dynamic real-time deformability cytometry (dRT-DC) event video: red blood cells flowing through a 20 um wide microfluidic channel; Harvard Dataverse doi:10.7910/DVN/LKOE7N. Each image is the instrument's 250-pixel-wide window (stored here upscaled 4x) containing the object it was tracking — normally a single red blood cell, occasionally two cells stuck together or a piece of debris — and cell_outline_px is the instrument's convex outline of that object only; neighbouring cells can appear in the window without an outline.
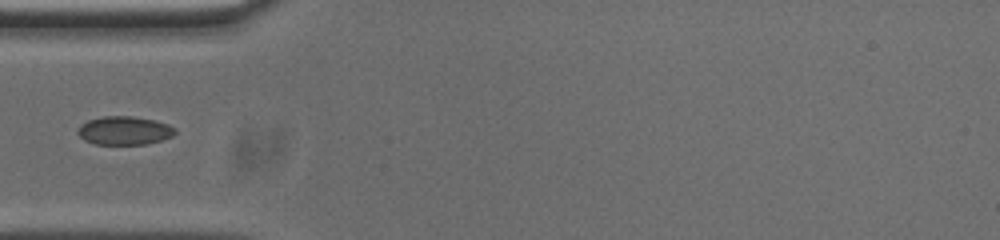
{"species": "common noctule bat (a hibernating species)", "species_latin": "Nyctalus noctula", "temperature_condition": "cold", "stored_images_in_passage": 36, "camera_frame_rate_fps": 3000, "um_per_image_px": 0.085, "animal": {"sex": "male", "body_mass_g": 20.0, "forearm_length_mm": 53.3}, "frame": {"image": 1, "passage_image": 1, "time_ms": 0.0, "image_size_px": [1000, 240], "cell_outline_px": [[176, 132], [172, 136], [160, 140], [144, 144], [92, 144], [84, 140], [76, 132], [88, 120], [104, 116], [132, 116], [152, 120], [168, 124], [176, 128]], "centroid_in_image_um": [10.57, 11.1], "position_along_channel_um": 74.4, "area_um2": 15.95}}
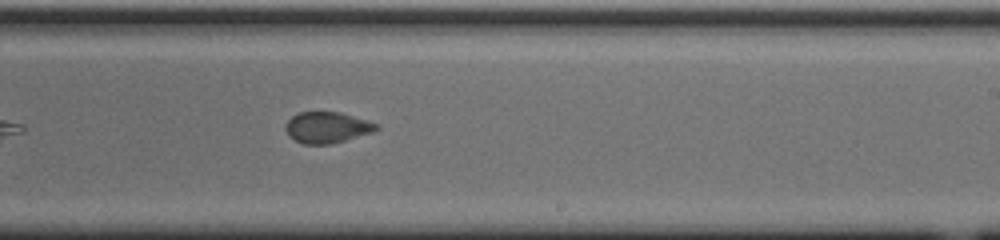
{"frame": {"image": 2, "passage_image": 16, "time_ms": 5.0, "image_size_px": [1000, 240], "cell_outline_px": [[380, 128], [372, 132], [344, 140], [328, 144], [304, 144], [288, 136], [284, 128], [284, 124], [292, 116], [300, 112], [340, 112], [380, 124]], "centroid_in_image_um": [27.78, 10.82], "position_along_channel_um": 261.2, "area_um2": 16.42}}
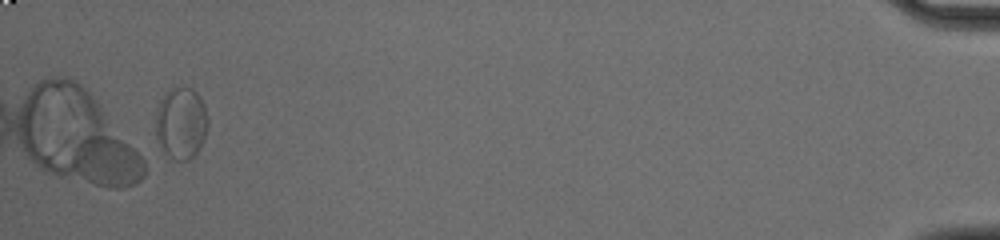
{"frame": {"image": 3, "passage_image": 36, "time_ms": 11.667, "image_size_px": [1000, 240], "cell_outline_px": [[208, 124], [204, 136], [196, 152], [188, 160], [172, 160], [160, 148], [156, 136], [156, 108], [164, 92], [172, 88], [184, 84], [192, 88], [200, 96], [204, 104], [208, 116]], "centroid_in_image_um": [15.37, 10.41], "position_along_channel_um": 419.8, "area_um2": 22.25}}